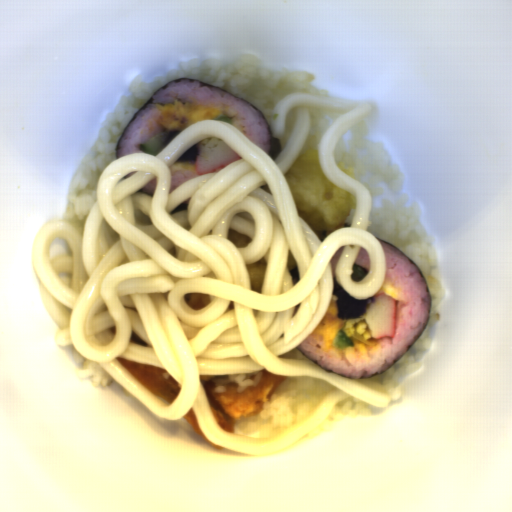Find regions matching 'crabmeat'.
I'll return each mask as SVG.
<instances>
[{"label":"crabmeat","instance_id":"1","mask_svg":"<svg viewBox=\"0 0 512 512\" xmlns=\"http://www.w3.org/2000/svg\"><path fill=\"white\" fill-rule=\"evenodd\" d=\"M398 301L388 294L376 295L362 315L372 339L394 338L396 330Z\"/></svg>","mask_w":512,"mask_h":512},{"label":"crabmeat","instance_id":"2","mask_svg":"<svg viewBox=\"0 0 512 512\" xmlns=\"http://www.w3.org/2000/svg\"><path fill=\"white\" fill-rule=\"evenodd\" d=\"M196 145L195 166L200 175L219 173L230 163L243 159L218 137L199 141Z\"/></svg>","mask_w":512,"mask_h":512}]
</instances>
